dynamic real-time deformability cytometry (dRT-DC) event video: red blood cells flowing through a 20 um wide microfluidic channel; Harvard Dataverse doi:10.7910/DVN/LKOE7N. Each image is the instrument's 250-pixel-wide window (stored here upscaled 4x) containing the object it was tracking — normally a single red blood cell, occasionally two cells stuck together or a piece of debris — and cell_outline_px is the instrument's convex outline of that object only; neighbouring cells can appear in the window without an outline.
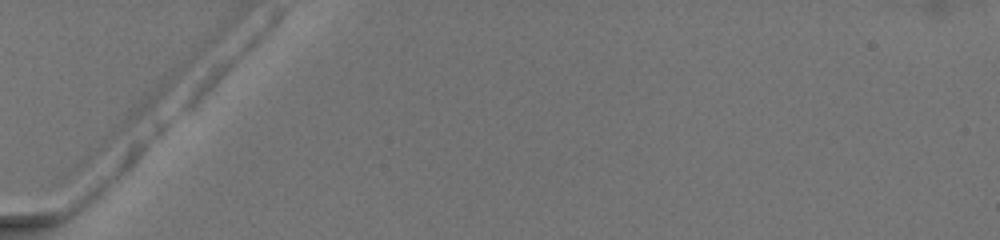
{"species": "common noctule bat (a hibernating species)", "species_latin": "Nyctalus noctula", "temperature_condition": "warm", "stored_images_in_passage": 3, "camera_frame_rate_fps": 3000, "um_per_image_px": 0.085, "animal": {"sex": "female", "body_mass_g": 19.5, "forearm_length_mm": 54.1}, "frame": {"image": 1, "passage_image": 1, "time_ms": 0.0, "image_size_px": [1000, 240], "cell_outline_px": [[180, 76], [164, 128], [156, 136], [84, 176], [64, 176], [64, 172], [76, 160], [128, 112], [172, 72], [180, 68]], "centroid_in_image_um": [11.06, 10.95], "position_along_channel_um": 73.9, "area_um2": 27.22}}